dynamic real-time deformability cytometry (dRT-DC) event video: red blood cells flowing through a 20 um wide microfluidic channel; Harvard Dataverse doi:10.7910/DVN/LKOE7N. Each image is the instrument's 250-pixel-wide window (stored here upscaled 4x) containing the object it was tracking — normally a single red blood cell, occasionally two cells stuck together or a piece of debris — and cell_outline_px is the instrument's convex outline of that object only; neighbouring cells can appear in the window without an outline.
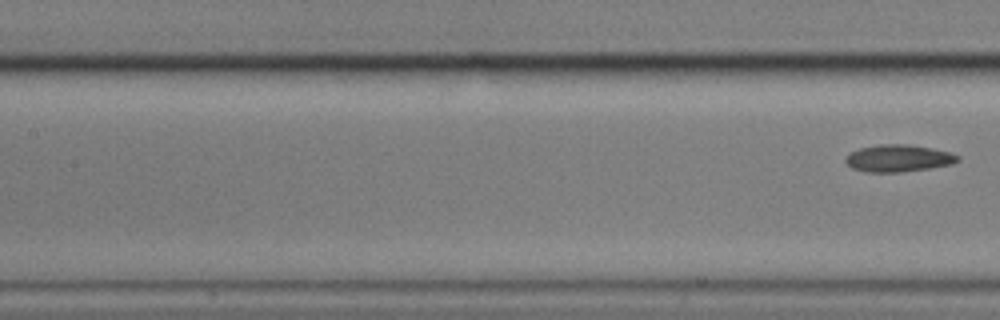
{"species": "common noctule bat (a hibernating species)", "species_latin": "Nyctalus noctula", "temperature_condition": "cold", "stored_images_in_passage": 8, "segment_of_instrument_passage": [2, 2], "camera_frame_rate_fps": 3000, "um_per_image_px": 0.085, "animal": {"sex": "male", "body_mass_g": 17.9}, "frame": {"image": 1, "passage_image": 8, "time_ms": 2.333, "image_size_px": [1000, 320], "cell_outline_px": [[960, 160], [952, 164], [932, 168], [900, 172], [864, 172], [852, 168], [844, 160], [852, 152], [860, 148], [880, 144], [908, 144], [932, 148], [952, 152], [960, 156]], "centroid_in_image_um": [76.42, 13.45], "position_along_channel_um": 131.0, "area_um2": 17.8}}